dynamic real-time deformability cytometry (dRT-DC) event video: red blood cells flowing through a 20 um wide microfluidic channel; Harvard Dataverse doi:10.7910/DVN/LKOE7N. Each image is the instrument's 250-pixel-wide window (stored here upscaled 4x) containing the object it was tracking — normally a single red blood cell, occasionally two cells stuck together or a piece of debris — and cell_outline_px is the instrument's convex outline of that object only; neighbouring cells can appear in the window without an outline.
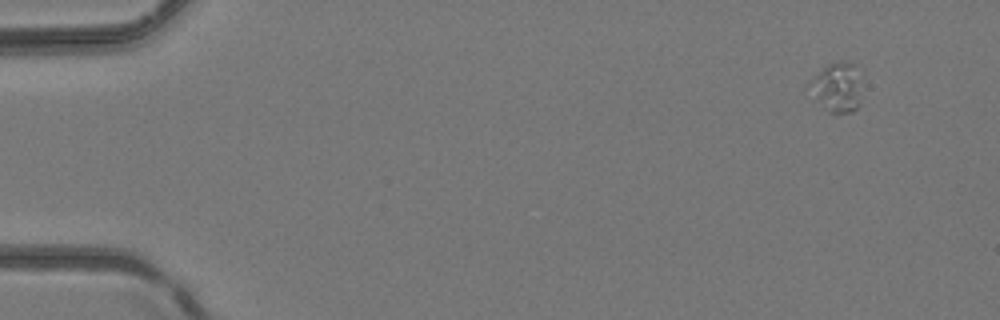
{"species": "common noctule bat (a hibernating species)", "species_latin": "Nyctalus noctula", "temperature_condition": "room temperature", "stored_images_in_passage": 4, "camera_frame_rate_fps": 3000, "um_per_image_px": 0.085, "animal": {"sex": "female", "body_mass_g": 24.6, "forearm_length_mm": 56.2}, "frame": {"image": 1, "passage_image": 1, "time_ms": 0.0, "image_size_px": [1000, 320], "cell_outline_px": [[860, 104], [852, 112], [828, 112], [804, 88], [828, 64], [840, 60], [844, 60], [856, 64]], "centroid_in_image_um": [71.1, 7.42], "position_along_channel_um": 13.9, "area_um2": 14.91}}